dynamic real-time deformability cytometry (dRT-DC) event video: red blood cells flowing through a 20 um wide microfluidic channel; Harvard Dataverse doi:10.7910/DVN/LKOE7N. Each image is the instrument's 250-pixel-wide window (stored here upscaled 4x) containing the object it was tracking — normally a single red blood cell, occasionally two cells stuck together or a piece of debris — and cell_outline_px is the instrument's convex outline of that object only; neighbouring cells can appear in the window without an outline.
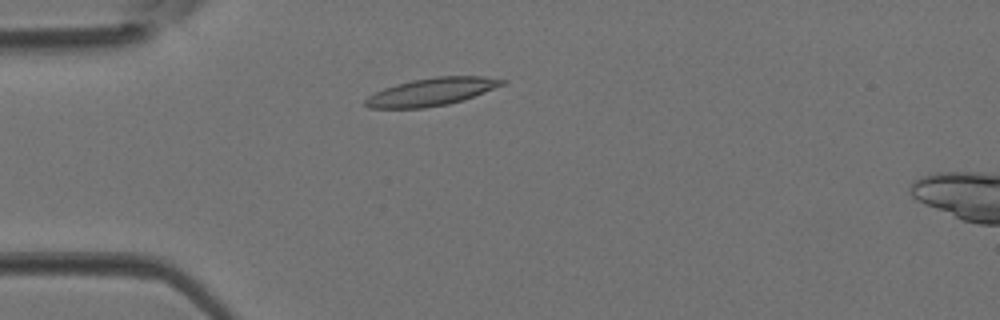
{"species": "Egyptian fruit bat (a non-hibernating species)", "species_latin": "Rousettus aegyptiacus", "temperature_condition": "room temperature", "stored_images_in_passage": 3, "camera_frame_rate_fps": 3000, "um_per_image_px": 0.085, "animal": {"sex": "female"}, "frame": {"image": 1, "passage_image": 3, "time_ms": 0.667, "image_size_px": [1000, 320], "cell_outline_px": [[508, 80], [504, 84], [484, 92], [448, 104], [424, 108], [368, 108], [364, 104], [364, 100], [368, 96], [384, 88], [396, 84], [412, 80], [436, 76], [484, 76]], "centroid_in_image_um": [36.66, 7.8], "position_along_channel_um": 48.3, "area_um2": 21.91}}